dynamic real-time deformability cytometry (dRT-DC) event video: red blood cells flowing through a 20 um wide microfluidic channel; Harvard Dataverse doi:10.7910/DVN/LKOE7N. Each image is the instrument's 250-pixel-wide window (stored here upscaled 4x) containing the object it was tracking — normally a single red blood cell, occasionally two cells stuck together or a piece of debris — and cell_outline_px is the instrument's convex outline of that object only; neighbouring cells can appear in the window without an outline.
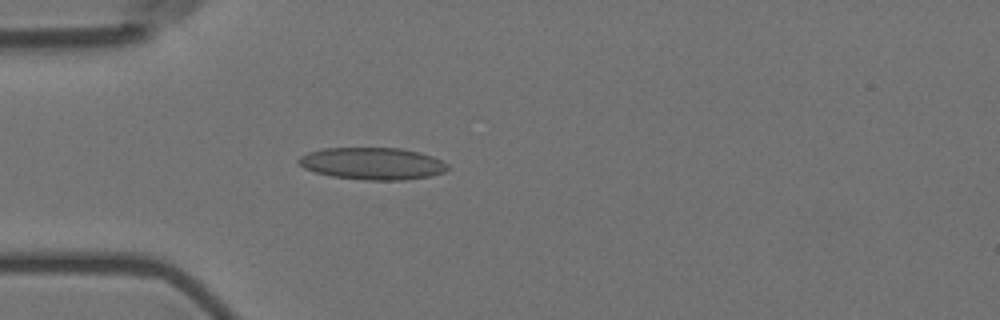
{"species": "Egyptian fruit bat (a non-hibernating species)", "species_latin": "Rousettus aegyptiacus", "temperature_condition": "room temperature", "stored_images_in_passage": 3, "camera_frame_rate_fps": 3000, "um_per_image_px": 0.085, "animal": {"sex": "female"}, "frame": {"image": 1, "passage_image": 3, "time_ms": 0.667, "image_size_px": [1000, 320], "cell_outline_px": [[448, 168], [444, 172], [428, 176], [404, 180], [364, 180], [332, 176], [316, 172], [304, 168], [296, 160], [300, 156], [308, 152], [324, 148], [400, 148], [420, 152], [432, 156], [448, 164]], "centroid_in_image_um": [31.64, 13.9], "position_along_channel_um": 53.4, "area_um2": 27.8}}